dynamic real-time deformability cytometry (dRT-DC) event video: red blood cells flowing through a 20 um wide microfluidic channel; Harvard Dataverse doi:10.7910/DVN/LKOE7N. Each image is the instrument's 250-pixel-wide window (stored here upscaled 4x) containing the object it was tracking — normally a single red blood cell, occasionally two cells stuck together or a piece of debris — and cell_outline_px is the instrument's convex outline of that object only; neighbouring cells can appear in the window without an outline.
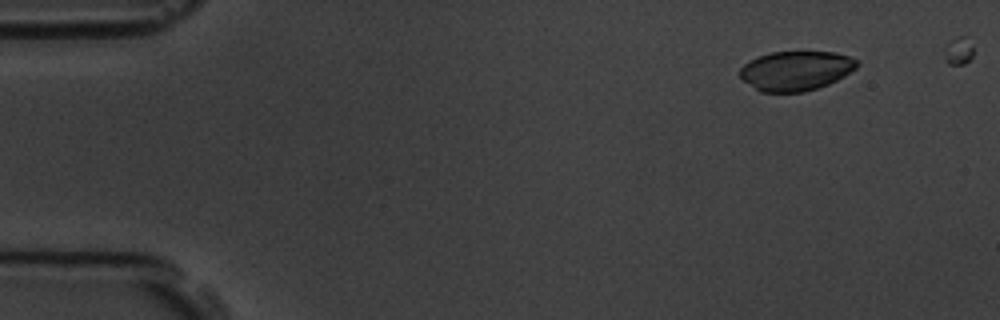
{"species": "common noctule bat (a hibernating species)", "species_latin": "Nyctalus noctula", "temperature_condition": "room temperature", "stored_images_in_passage": 6, "camera_frame_rate_fps": 3000, "um_per_image_px": 0.085, "animal": {"sex": "male", "body_mass_g": 19.5, "forearm_length_mm": 54.6}, "frame": {"image": 1, "passage_image": 2, "time_ms": 1.0, "image_size_px": [1000, 320], "cell_outline_px": [[860, 64], [856, 68], [844, 76], [828, 84], [804, 92], [760, 92], [744, 80], [740, 76], [740, 68], [744, 64], [760, 56], [772, 52], [836, 52], [848, 56], [856, 60]], "centroid_in_image_um": [67.67, 6.01], "position_along_channel_um": 17.3, "area_um2": 26.7}}
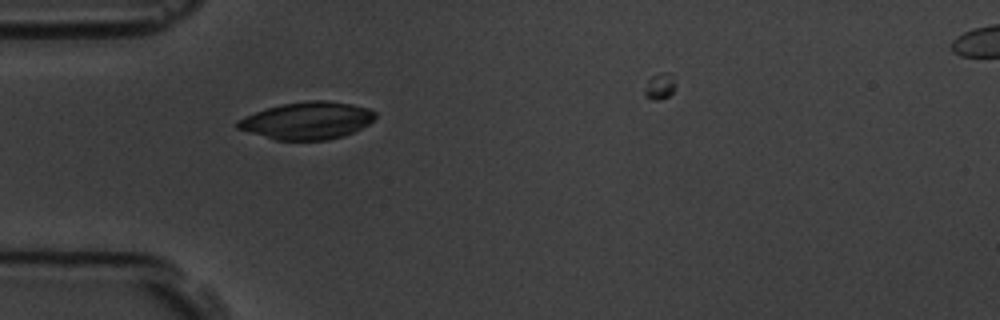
{"frame": {"image": 2, "passage_image": 5, "time_ms": 4.667, "image_size_px": [1000, 320], "cell_outline_px": [[376, 116], [368, 124], [344, 136], [328, 140], [276, 140], [236, 128], [236, 120], [244, 116], [280, 104], [308, 100], [328, 100], [352, 104], [368, 108], [376, 112]], "centroid_in_image_um": [26.1, 10.24], "position_along_channel_um": 58.9, "area_um2": 29.94}}